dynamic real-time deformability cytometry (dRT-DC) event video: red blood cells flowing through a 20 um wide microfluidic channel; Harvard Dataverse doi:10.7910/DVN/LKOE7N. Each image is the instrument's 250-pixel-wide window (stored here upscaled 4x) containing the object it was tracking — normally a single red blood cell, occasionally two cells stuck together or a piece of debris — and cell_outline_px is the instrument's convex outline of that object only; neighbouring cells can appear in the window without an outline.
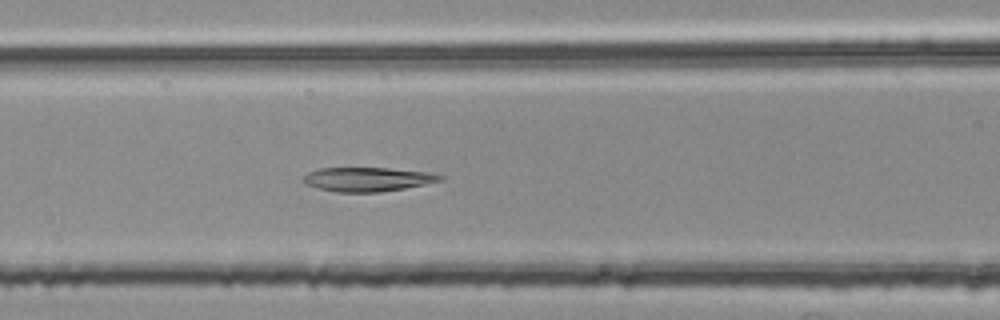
{"species": "common noctule bat (a hibernating species)", "species_latin": "Nyctalus noctula", "temperature_condition": "room temperature", "stored_images_in_passage": 53, "segment_of_instrument_passage": [2, 2], "camera_frame_rate_fps": 3000, "um_per_image_px": 0.085, "animal": {"sex": "female", "body_mass_g": 25.1}, "frame": {"image": 1, "passage_image": 23, "time_ms": 7.333, "image_size_px": [1000, 320], "cell_outline_px": [[444, 180], [404, 188], [380, 192], [336, 192], [304, 184], [300, 180], [308, 172], [316, 168], [388, 168], [428, 172], [444, 176]], "centroid_in_image_um": [31.21, 15.23], "position_along_channel_um": 135.4, "area_um2": 19.25}}
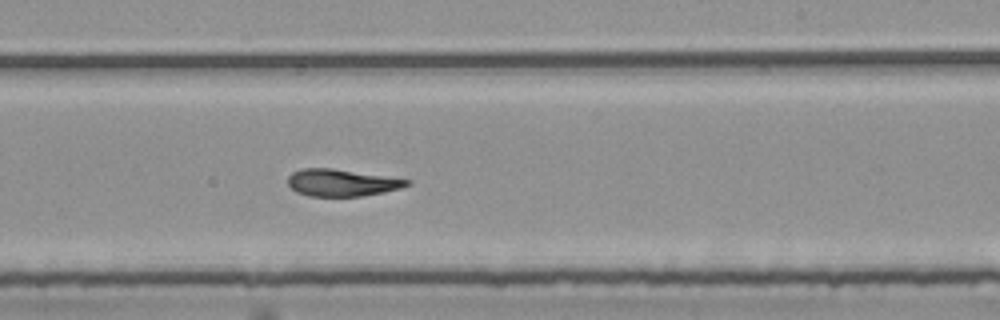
{"frame": {"image": 2, "passage_image": 33, "time_ms": 10.667, "image_size_px": [1000, 320], "cell_outline_px": [[412, 184], [400, 188], [384, 192], [360, 196], [308, 196], [296, 192], [288, 184], [288, 176], [292, 172], [300, 168], [332, 168], [412, 180]], "centroid_in_image_um": [29.04, 15.52], "position_along_channel_um": 260.0, "area_um2": 18.79}}
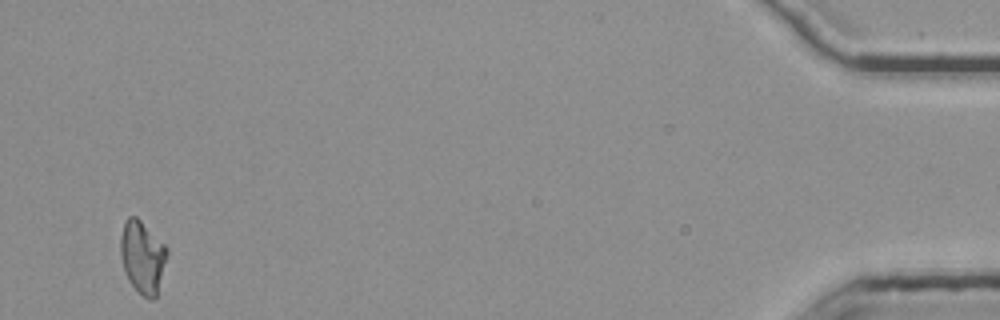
{"frame": {"image": 3, "passage_image": 53, "time_ms": 17.333, "image_size_px": [1000, 320], "cell_outline_px": [[168, 252], [156, 300], [148, 300], [128, 280], [120, 256], [120, 236], [124, 220], [128, 216], [136, 216], [168, 248]], "centroid_in_image_um": [12.11, 21.84], "position_along_channel_um": 423.1, "area_um2": 19.65}}